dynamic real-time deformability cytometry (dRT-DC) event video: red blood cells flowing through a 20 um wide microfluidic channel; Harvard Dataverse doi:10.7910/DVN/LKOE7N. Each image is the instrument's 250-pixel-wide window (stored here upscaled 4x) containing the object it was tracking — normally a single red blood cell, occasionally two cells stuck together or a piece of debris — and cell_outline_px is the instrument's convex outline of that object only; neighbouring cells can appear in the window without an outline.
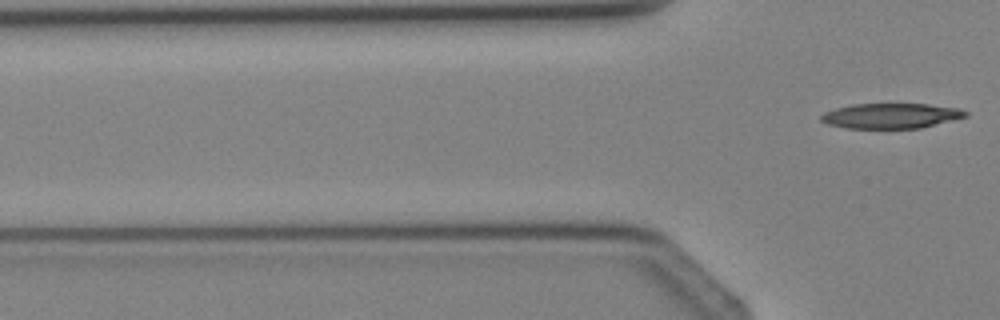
{"species": "Egyptian fruit bat (a non-hibernating species)", "species_latin": "Rousettus aegyptiacus", "temperature_condition": "cold", "stored_images_in_passage": 4, "segment_of_instrument_passage": [2, 2], "camera_frame_rate_fps": 3000, "um_per_image_px": 0.085, "animal": {"sex": "female"}, "frame": {"image": 1, "passage_image": 4, "time_ms": 3.667, "image_size_px": [1000, 320], "cell_outline_px": [[968, 116], [920, 128], [848, 128], [828, 124], [820, 120], [820, 116], [824, 112], [836, 108], [852, 104], [928, 104], [960, 108], [968, 112]], "centroid_in_image_um": [75.74, 9.84], "position_along_channel_um": 50.1, "area_um2": 21.1}}